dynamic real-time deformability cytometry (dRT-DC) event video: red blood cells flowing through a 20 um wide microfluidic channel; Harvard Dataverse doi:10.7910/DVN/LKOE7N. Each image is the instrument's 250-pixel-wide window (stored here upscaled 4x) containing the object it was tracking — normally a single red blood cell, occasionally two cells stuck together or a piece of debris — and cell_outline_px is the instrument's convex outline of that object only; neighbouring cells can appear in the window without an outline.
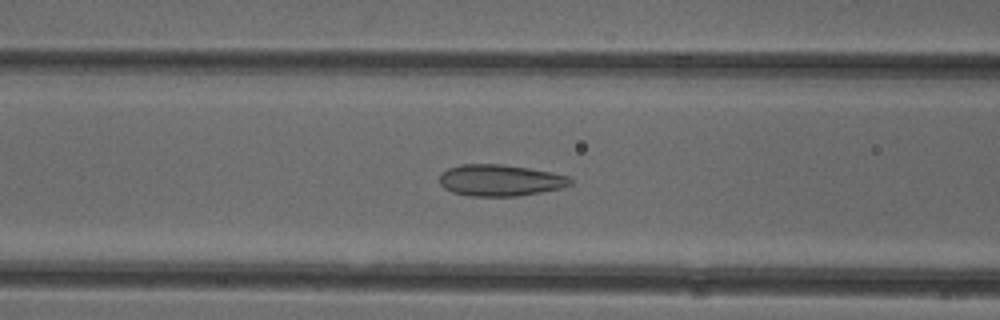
{"species": "common noctule bat (a hibernating species)", "species_latin": "Nyctalus noctula", "temperature_condition": "cold", "stored_images_in_passage": 51, "camera_frame_rate_fps": 3000, "um_per_image_px": 0.085, "animal": {"sex": "female"}, "frame": {"image": 1, "passage_image": 20, "time_ms": 6.333, "image_size_px": [1000, 320], "cell_outline_px": [[572, 184], [560, 188], [520, 196], [468, 196], [452, 192], [444, 188], [440, 184], [440, 172], [448, 168], [460, 164], [504, 164], [528, 168], [568, 176], [572, 180]], "centroid_in_image_um": [42.47, 15.32], "position_along_channel_um": 124.1, "area_um2": 24.04}}
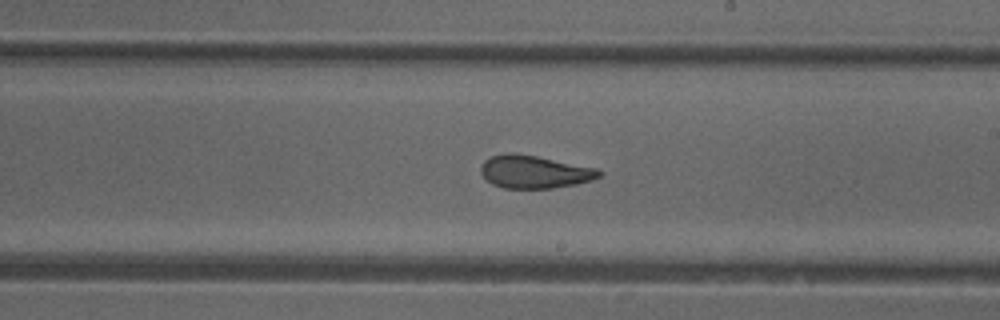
{"frame": {"image": 2, "passage_image": 29, "time_ms": 9.333, "image_size_px": [1000, 320], "cell_outline_px": [[604, 172], [600, 176], [592, 180], [576, 184], [552, 188], [504, 188], [492, 184], [480, 172], [480, 168], [484, 160], [492, 156], [504, 152], [512, 152], [536, 156], [596, 168]], "centroid_in_image_um": [45.41, 14.6], "position_along_channel_um": 243.6, "area_um2": 22.6}}
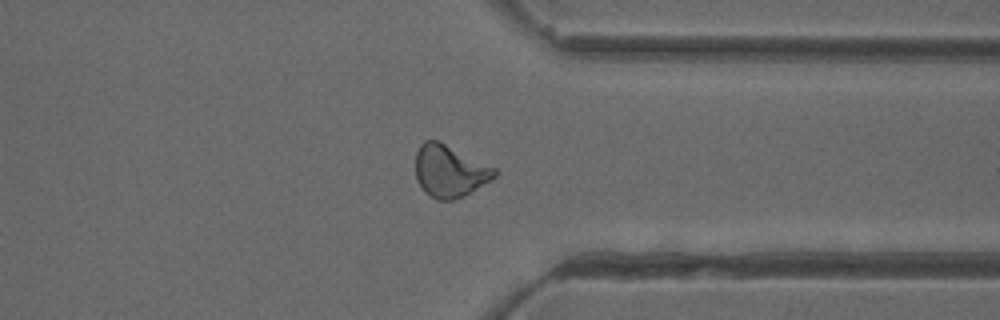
{"frame": {"image": 3, "passage_image": 39, "time_ms": 12.667, "image_size_px": [1000, 320], "cell_outline_px": [[500, 172], [496, 176], [464, 196], [452, 200], [436, 200], [416, 180], [416, 152], [420, 144], [424, 140], [440, 140], [496, 168]], "centroid_in_image_um": [38.24, 14.51], "position_along_channel_um": 373.2, "area_um2": 23.99}, "authors_computed_cell_mechanics": {"area_um2": 24.0448, "velocity_mm_per_s": 3.9768, "shape_relaxation_time_tau1_ms": 10.8823, "shape_relaxation_time_tau2_ms": 1.3942, "deformation_change_tau1": 0.2125, "deformation_change_tau2": 0.0635}}